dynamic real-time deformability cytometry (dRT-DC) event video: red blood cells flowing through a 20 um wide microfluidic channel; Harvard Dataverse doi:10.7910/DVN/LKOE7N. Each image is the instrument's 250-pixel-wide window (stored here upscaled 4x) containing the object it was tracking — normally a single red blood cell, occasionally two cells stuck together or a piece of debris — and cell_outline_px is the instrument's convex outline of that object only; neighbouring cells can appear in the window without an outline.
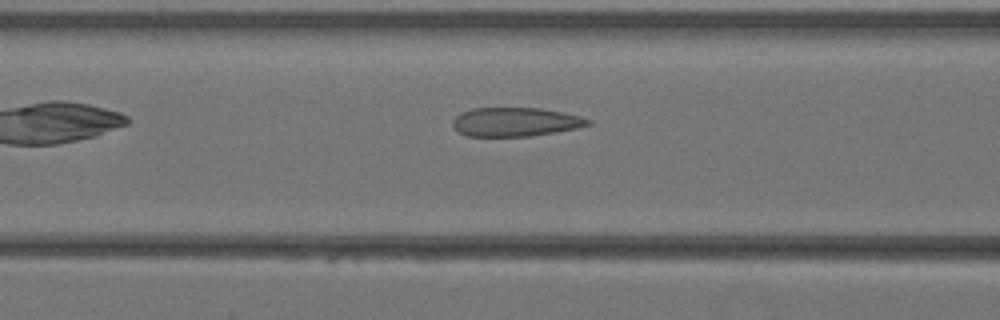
{"species": "Egyptian fruit bat (a non-hibernating species)", "species_latin": "Rousettus aegyptiacus", "temperature_condition": "warm", "stored_images_in_passage": 28, "camera_frame_rate_fps": 3000, "um_per_image_px": 0.085, "animal": {"sex": "female"}, "frame": {"image": 1, "passage_image": 5, "time_ms": 1.333, "image_size_px": [1000, 320], "cell_outline_px": [[592, 124], [580, 128], [532, 136], [468, 136], [460, 132], [452, 124], [452, 120], [460, 112], [472, 108], [540, 108], [580, 116], [592, 120]], "centroid_in_image_um": [43.84, 10.36], "position_along_channel_um": 122.8, "area_um2": 22.83}}
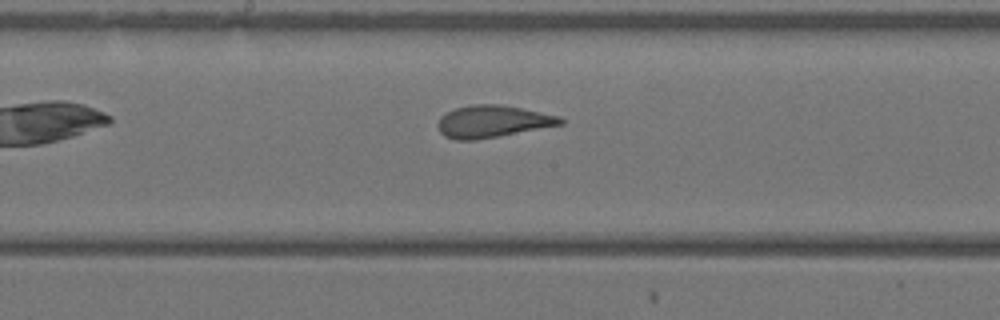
{"frame": {"image": 2, "passage_image": 10, "time_ms": 3.0, "image_size_px": [1000, 320], "cell_outline_px": [[564, 124], [476, 140], [456, 140], [444, 136], [440, 132], [436, 124], [440, 116], [456, 108], [472, 104], [500, 104], [560, 116], [564, 120]], "centroid_in_image_um": [41.84, 10.33], "position_along_channel_um": 206.4, "area_um2": 22.89}}
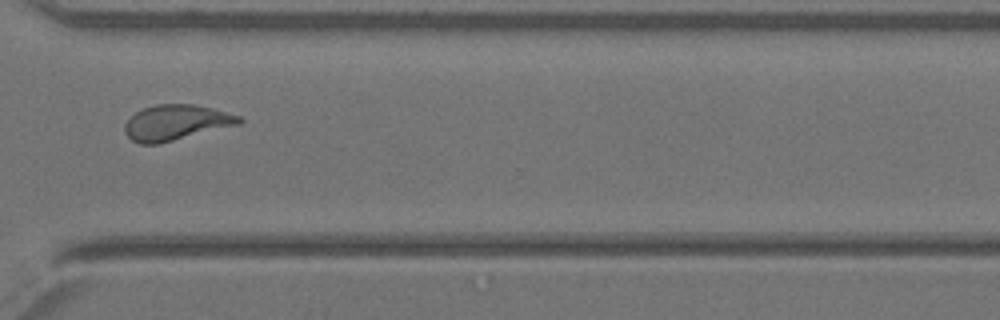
{"frame": {"image": 3, "passage_image": 19, "time_ms": 6.0, "image_size_px": [1000, 320], "cell_outline_px": [[244, 120], [240, 124], [160, 144], [140, 144], [132, 140], [124, 132], [124, 124], [136, 112], [144, 108], [156, 104], [192, 104], [212, 108], [240, 116]], "centroid_in_image_um": [14.96, 10.43], "position_along_channel_um": 355.6, "area_um2": 23.64}}